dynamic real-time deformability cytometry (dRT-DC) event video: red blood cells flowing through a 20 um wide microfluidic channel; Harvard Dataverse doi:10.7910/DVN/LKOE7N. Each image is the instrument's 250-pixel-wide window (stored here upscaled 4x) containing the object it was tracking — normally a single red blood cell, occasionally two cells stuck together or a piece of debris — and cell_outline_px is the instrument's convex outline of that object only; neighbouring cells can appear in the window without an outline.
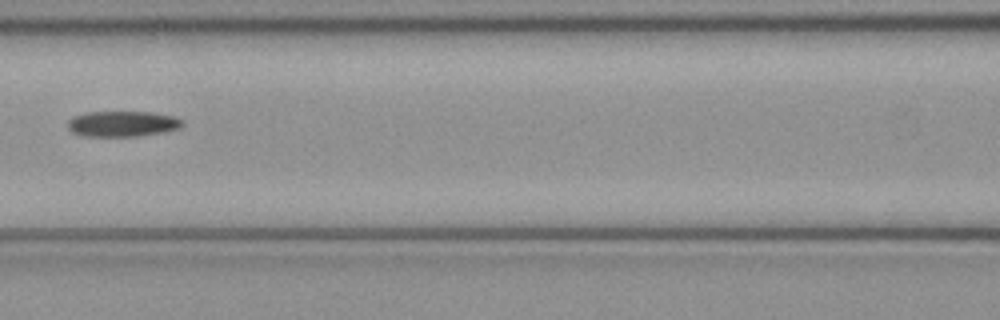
{"species": "common noctule bat (a hibernating species)", "species_latin": "Nyctalus noctula", "temperature_condition": "cold", "stored_images_in_passage": 5, "camera_frame_rate_fps": 3000, "um_per_image_px": 0.085, "animal": {"sex": "female", "body_mass_g": 21.9}, "frame": {"image": 1, "passage_image": 4, "time_ms": 1.0, "image_size_px": [1000, 320], "cell_outline_px": [[184, 124], [180, 128], [164, 132], [136, 136], [84, 136], [72, 132], [68, 128], [68, 120], [72, 116], [88, 112], [152, 112], [176, 116], [184, 120]], "centroid_in_image_um": [10.44, 10.51], "position_along_channel_um": 156.2, "area_um2": 17.28}}
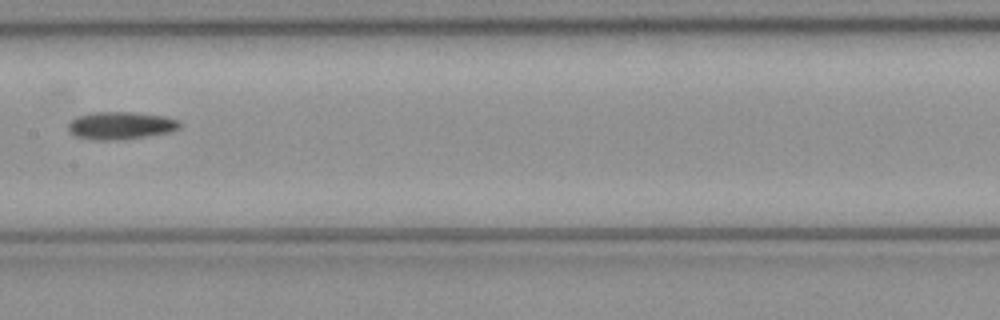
{"frame": {"image": 2, "passage_image": 5, "time_ms": 1.333, "image_size_px": [1000, 320], "cell_outline_px": [[180, 128], [172, 132], [148, 136], [120, 140], [96, 140], [72, 136], [68, 132], [68, 124], [76, 116], [92, 112], [132, 112], [164, 116], [180, 120]], "centroid_in_image_um": [10.24, 10.68], "position_along_channel_um": 197.2, "area_um2": 18.26}}